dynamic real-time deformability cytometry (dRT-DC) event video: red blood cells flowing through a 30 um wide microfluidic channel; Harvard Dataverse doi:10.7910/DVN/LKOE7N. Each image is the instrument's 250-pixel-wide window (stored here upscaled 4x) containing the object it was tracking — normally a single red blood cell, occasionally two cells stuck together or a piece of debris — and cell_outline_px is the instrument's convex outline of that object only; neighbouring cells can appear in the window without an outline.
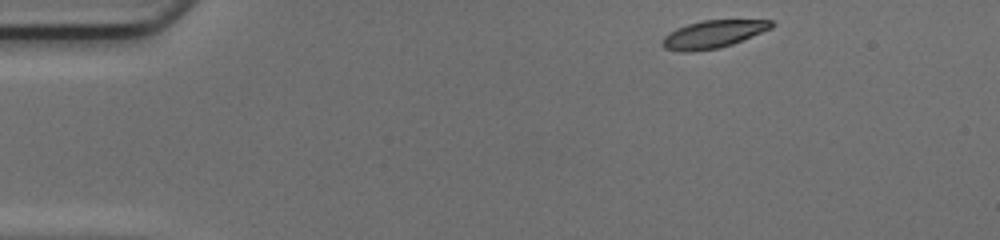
{"species": "common noctule bat (a hibernating species)", "species_latin": "Nyctalus noctula", "temperature_condition": "cold", "stored_images_in_passage": 43, "camera_frame_rate_fps": 3000, "um_per_image_px": 0.085, "animal": {"sex": "female", "body_mass_g": 17.0, "forearm_length_mm": 48.0}, "frame": {"image": 1, "passage_image": 1, "time_ms": 0.0, "image_size_px": [1000, 240], "cell_outline_px": [[776, 24], [772, 28], [732, 44], [720, 48], [692, 52], [680, 52], [664, 48], [660, 44], [664, 36], [668, 32], [676, 28], [688, 24], [704, 20], [772, 20]], "centroid_in_image_um": [60.58, 2.92], "position_along_channel_um": 24.4, "area_um2": 17.74}}
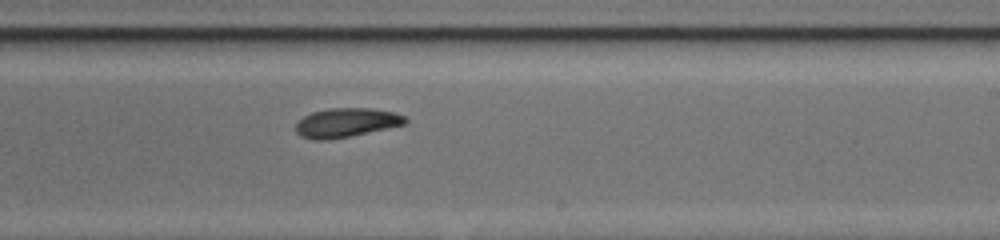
{"frame": {"image": 2, "passage_image": 24, "time_ms": 7.667, "image_size_px": [1000, 240], "cell_outline_px": [[408, 120], [404, 124], [388, 128], [328, 140], [312, 140], [300, 136], [296, 132], [296, 124], [304, 116], [312, 112], [328, 108], [372, 108], [396, 112], [404, 116]], "centroid_in_image_um": [29.42, 10.42], "position_along_channel_um": 259.6, "area_um2": 18.55}}
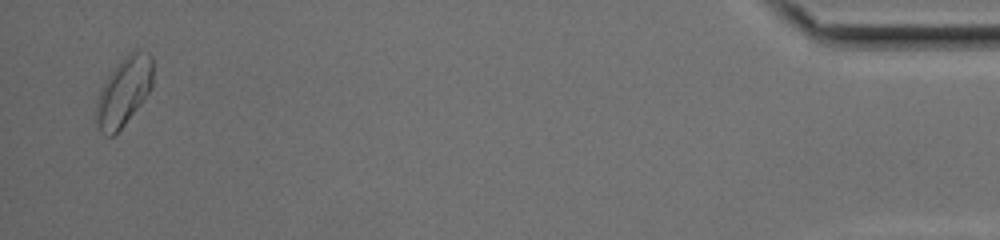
{"frame": {"image": 3, "passage_image": 42, "time_ms": 13.667, "image_size_px": [1000, 240], "cell_outline_px": [[152, 88], [140, 104], [124, 124], [112, 136], [104, 136], [96, 120], [96, 104], [100, 92], [108, 76], [116, 64], [128, 52], [136, 48], [148, 52], [152, 56]], "centroid_in_image_um": [10.55, 7.71], "position_along_channel_um": 424.7, "area_um2": 22.48}, "authors_computed_cell_mechanics": {"area_um2": 18.6694, "velocity_mm_per_s": 4.1817, "shape_relaxation_time_tau1_ms": 3.1831, "shape_relaxation_time_tau2_ms": null, "deformation_change_tau1": 0.1174, "deformation_change_tau2": null}}